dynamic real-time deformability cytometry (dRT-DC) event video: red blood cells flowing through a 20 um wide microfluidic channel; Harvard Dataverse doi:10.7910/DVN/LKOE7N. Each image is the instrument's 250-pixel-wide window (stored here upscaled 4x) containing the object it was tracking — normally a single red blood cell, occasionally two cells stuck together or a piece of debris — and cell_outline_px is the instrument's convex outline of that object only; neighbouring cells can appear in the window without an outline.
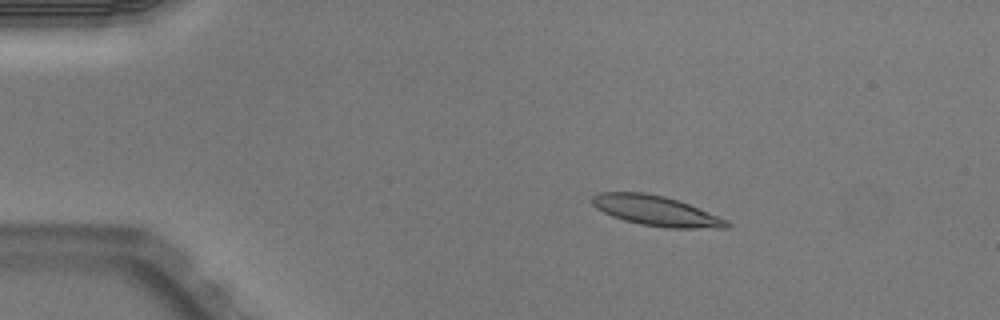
{"species": "Egyptian fruit bat (a non-hibernating species)", "species_latin": "Rousettus aegyptiacus", "temperature_condition": "warm", "stored_images_in_passage": 43, "camera_frame_rate_fps": 3000, "um_per_image_px": 0.085, "animal": {"sex": "male"}, "frame": {"image": 1, "passage_image": 1, "time_ms": 0.0, "image_size_px": [1000, 320], "cell_outline_px": [[732, 224], [728, 228], [664, 228], [640, 224], [624, 220], [612, 216], [596, 208], [592, 204], [592, 196], [600, 192], [644, 192], [664, 196], [688, 204], [728, 220]], "centroid_in_image_um": [55.76, 17.92], "position_along_channel_um": 29.2, "area_um2": 23.52}}
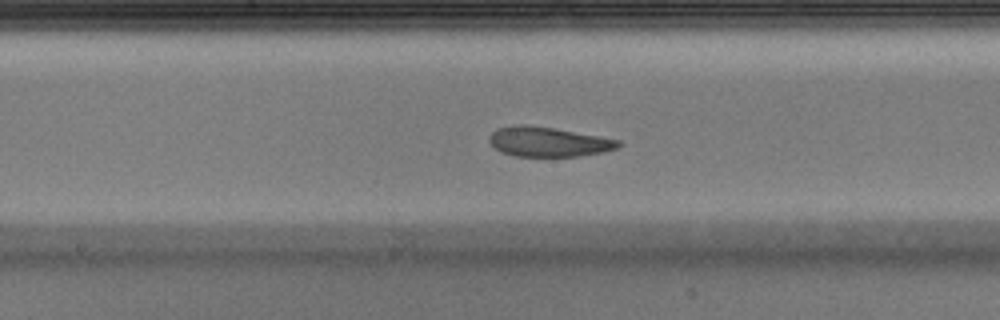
{"frame": {"image": 2, "passage_image": 19, "time_ms": 6.0, "image_size_px": [1000, 320], "cell_outline_px": [[624, 144], [616, 148], [604, 152], [580, 156], [512, 156], [500, 152], [488, 140], [488, 136], [496, 128], [516, 124], [524, 124], [552, 128], [620, 140]], "centroid_in_image_um": [46.58, 12.05], "position_along_channel_um": 201.6, "area_um2": 22.37}}
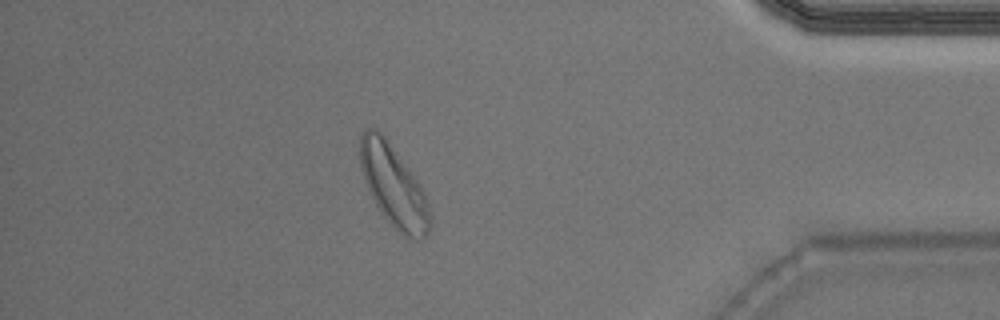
{"frame": {"image": 3, "passage_image": 37, "time_ms": 12.0, "image_size_px": [1000, 320], "cell_outline_px": [[432, 224], [424, 240], [416, 240], [404, 236], [380, 212], [364, 180], [360, 168], [360, 136], [364, 128], [376, 128], [384, 136], [408, 168], [424, 192], [432, 216]], "centroid_in_image_um": [33.47, 15.84], "position_along_channel_um": 401.7, "area_um2": 32.95}, "authors_computed_cell_mechanics": {"area_um2": 23.5246, "velocity_mm_per_s": 3.9418, "shape_relaxation_time_tau1_ms": 4.061, "shape_relaxation_time_tau2_ms": 1.7862, "deformation_change_tau1": 0.1264, "deformation_change_tau2": 0.0821}}